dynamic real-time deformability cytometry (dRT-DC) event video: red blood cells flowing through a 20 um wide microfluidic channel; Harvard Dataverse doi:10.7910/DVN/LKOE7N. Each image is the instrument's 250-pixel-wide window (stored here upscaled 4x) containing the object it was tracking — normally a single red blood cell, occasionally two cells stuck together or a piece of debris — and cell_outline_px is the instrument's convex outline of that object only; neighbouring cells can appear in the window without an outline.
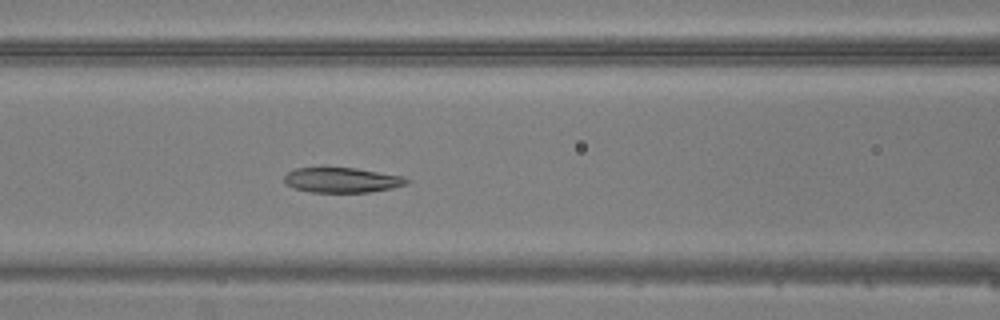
{"species": "common noctule bat (a hibernating species)", "species_latin": "Nyctalus noctula", "temperature_condition": "warm", "stored_images_in_passage": 47, "camera_frame_rate_fps": 3000, "um_per_image_px": 0.085, "animal": {"sex": "male", "body_mass_g": 20.5, "forearm_length_mm": 52.5}, "frame": {"image": 1, "passage_image": 20, "time_ms": 6.333, "image_size_px": [1000, 320], "cell_outline_px": [[412, 180], [408, 184], [392, 188], [368, 192], [312, 192], [296, 188], [284, 184], [284, 176], [288, 172], [296, 168], [356, 168], [404, 176]], "centroid_in_image_um": [29.11, 15.3], "position_along_channel_um": 137.5, "area_um2": 17.86}}
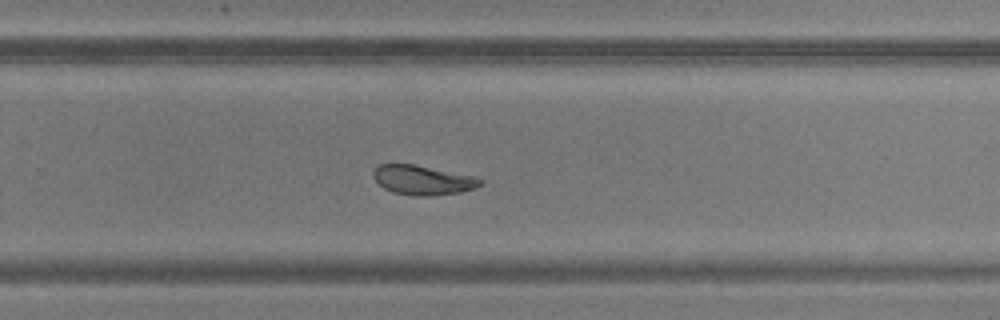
{"frame": {"image": 2, "passage_image": 31, "time_ms": 10.0, "image_size_px": [1000, 320], "cell_outline_px": [[484, 184], [476, 188], [460, 192], [428, 196], [416, 196], [392, 192], [384, 188], [372, 176], [372, 172], [380, 164], [412, 164], [472, 176], [484, 180]], "centroid_in_image_um": [35.94, 15.31], "position_along_channel_um": 293.9, "area_um2": 18.21}}
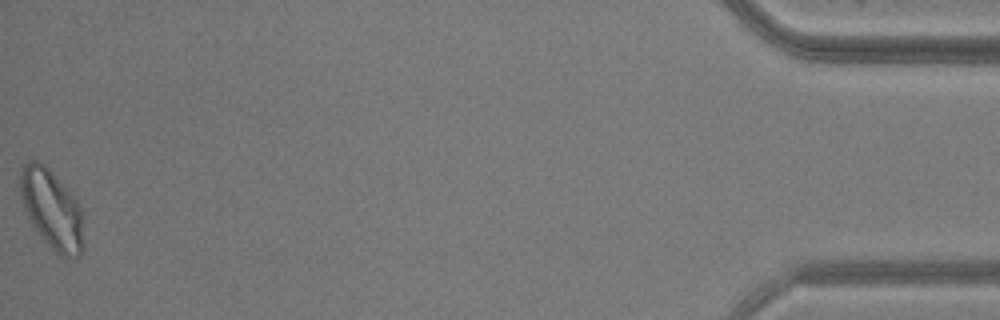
{"frame": {"image": 3, "passage_image": 47, "time_ms": 15.333, "image_size_px": [1000, 320], "cell_outline_px": [[84, 252], [76, 260], [68, 260], [60, 256], [40, 236], [32, 224], [24, 208], [20, 192], [20, 176], [24, 164], [28, 160], [36, 160], [44, 164], [72, 192], [80, 208], [84, 248]], "centroid_in_image_um": [4.43, 17.84], "position_along_channel_um": 430.8, "area_um2": 29.48}}